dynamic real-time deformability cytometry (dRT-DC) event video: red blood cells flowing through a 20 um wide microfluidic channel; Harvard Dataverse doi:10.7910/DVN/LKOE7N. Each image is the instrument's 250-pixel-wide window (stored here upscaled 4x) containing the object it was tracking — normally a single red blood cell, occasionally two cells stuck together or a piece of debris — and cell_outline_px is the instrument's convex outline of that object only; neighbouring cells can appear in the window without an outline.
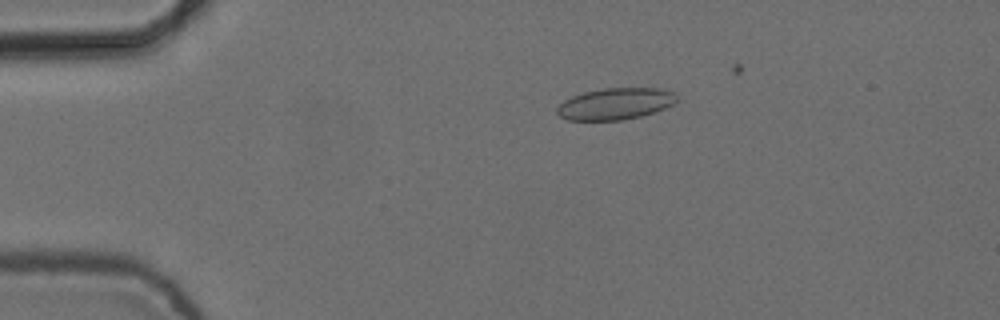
{"species": "common noctule bat (a hibernating species)", "species_latin": "Nyctalus noctula", "temperature_condition": "cold", "stored_images_in_passage": 8, "camera_frame_rate_fps": 3000, "um_per_image_px": 0.085, "animal": {"sex": "female", "body_mass_g": 24.6, "forearm_length_mm": 56.2}, "frame": {"image": 1, "passage_image": 3, "time_ms": 0.667, "image_size_px": [1000, 320], "cell_outline_px": [[676, 100], [672, 104], [664, 108], [640, 116], [624, 120], [568, 120], [560, 116], [556, 112], [556, 108], [564, 100], [572, 96], [584, 92], [604, 88], [656, 88], [672, 92], [676, 96]], "centroid_in_image_um": [52.25, 8.82], "position_along_channel_um": 32.7, "area_um2": 21.79}}
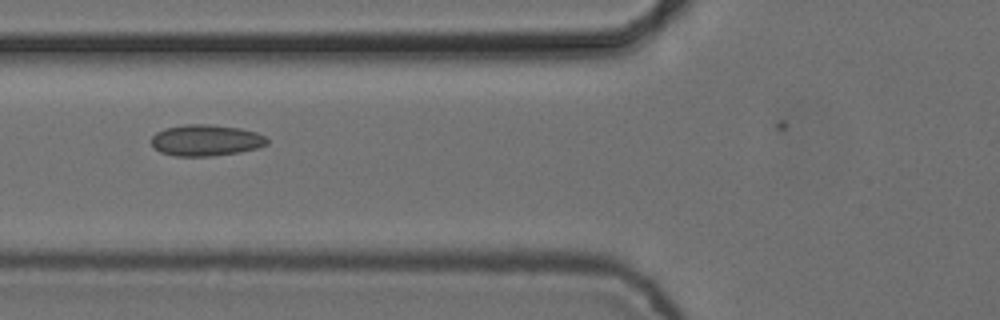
{"frame": {"image": 2, "passage_image": 6, "time_ms": 1.667, "image_size_px": [1000, 320], "cell_outline_px": [[268, 144], [256, 148], [240, 152], [212, 156], [176, 156], [160, 152], [152, 144], [152, 136], [156, 132], [164, 128], [184, 124], [208, 124], [240, 128], [256, 132], [264, 136], [268, 140]], "centroid_in_image_um": [17.5, 11.92], "position_along_channel_um": 108.3, "area_um2": 21.1}}
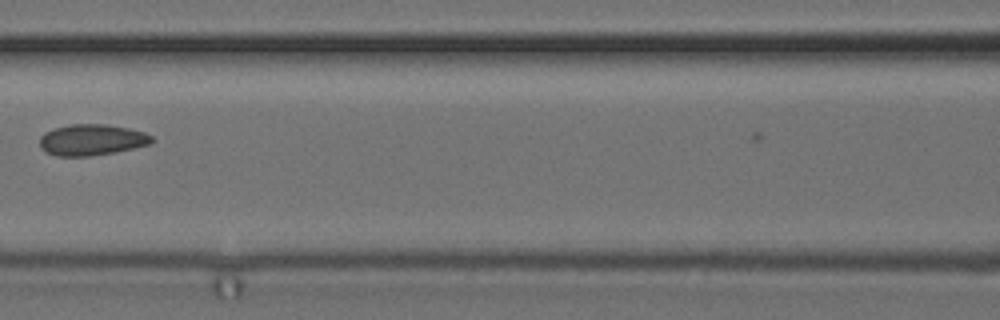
{"frame": {"image": 3, "passage_image": 7, "time_ms": 2.0, "image_size_px": [1000, 320], "cell_outline_px": [[152, 144], [116, 152], [88, 156], [56, 156], [40, 148], [40, 136], [44, 132], [52, 128], [72, 124], [108, 124], [128, 128], [144, 132], [152, 136]], "centroid_in_image_um": [7.79, 11.88], "position_along_channel_um": 158.8, "area_um2": 20.46}}